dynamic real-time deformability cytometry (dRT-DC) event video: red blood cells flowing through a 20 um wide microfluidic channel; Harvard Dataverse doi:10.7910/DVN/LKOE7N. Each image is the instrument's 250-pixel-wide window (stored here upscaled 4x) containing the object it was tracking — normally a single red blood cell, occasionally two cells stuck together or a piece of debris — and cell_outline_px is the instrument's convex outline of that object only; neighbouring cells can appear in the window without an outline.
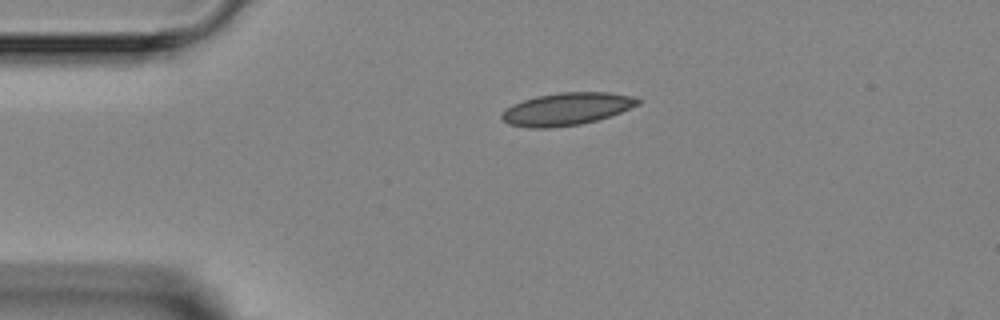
{"species": "Egyptian fruit bat (a non-hibernating species)", "species_latin": "Rousettus aegyptiacus", "temperature_condition": "room temperature", "stored_images_in_passage": 3, "camera_frame_rate_fps": 3000, "um_per_image_px": 0.085, "animal": {"sex": "female"}, "frame": {"image": 1, "passage_image": 1, "time_ms": 0.0, "image_size_px": [1000, 320], "cell_outline_px": [[640, 104], [620, 112], [596, 120], [580, 124], [552, 128], [528, 128], [508, 124], [500, 116], [512, 104], [536, 96], [560, 92], [608, 92], [636, 96], [640, 100]], "centroid_in_image_um": [48.18, 9.26], "position_along_channel_um": 36.8, "area_um2": 25.72}}
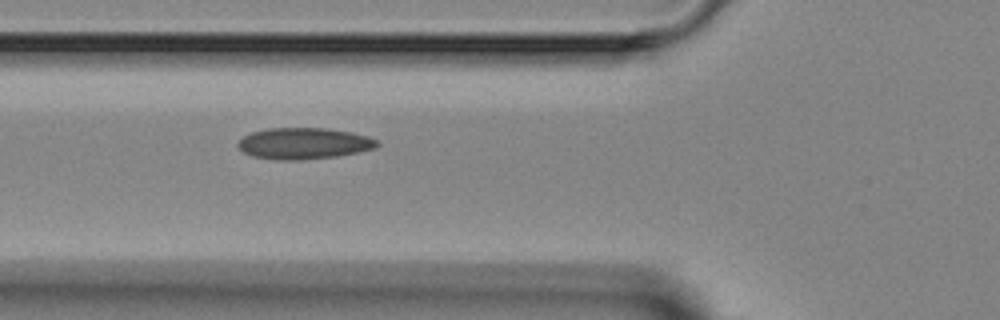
{"frame": {"image": 2, "passage_image": 3, "time_ms": 2.333, "image_size_px": [1000, 320], "cell_outline_px": [[380, 144], [376, 148], [336, 156], [304, 160], [276, 160], [252, 156], [244, 152], [236, 144], [244, 136], [252, 132], [268, 128], [328, 128], [352, 132], [368, 136], [376, 140]], "centroid_in_image_um": [25.83, 12.19], "position_along_channel_um": 100.0, "area_um2": 25.43}}